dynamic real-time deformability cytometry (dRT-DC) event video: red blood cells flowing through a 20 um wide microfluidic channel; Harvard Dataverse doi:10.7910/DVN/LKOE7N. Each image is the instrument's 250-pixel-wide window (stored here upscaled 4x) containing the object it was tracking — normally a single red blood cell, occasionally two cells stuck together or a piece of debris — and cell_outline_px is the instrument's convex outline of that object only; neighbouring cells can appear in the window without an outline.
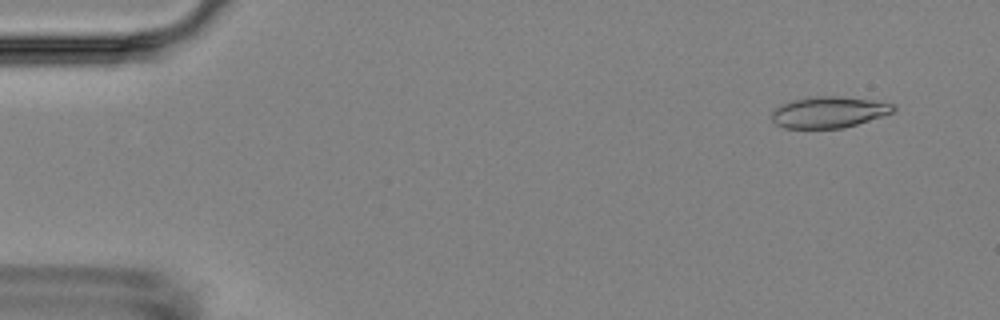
{"species": "Egyptian fruit bat (a non-hibernating species)", "species_latin": "Rousettus aegyptiacus", "temperature_condition": "room temperature", "stored_images_in_passage": 14, "camera_frame_rate_fps": 3000, "um_per_image_px": 0.085, "animal": {"sex": "female"}, "frame": {"image": 1, "passage_image": 1, "time_ms": 0.0, "image_size_px": [1000, 320], "cell_outline_px": [[896, 112], [844, 128], [784, 128], [776, 124], [768, 116], [780, 104], [792, 100], [808, 96], [840, 96], [872, 100], [896, 104]], "centroid_in_image_um": [70.45, 9.53], "position_along_channel_um": 14.5, "area_um2": 22.54}}
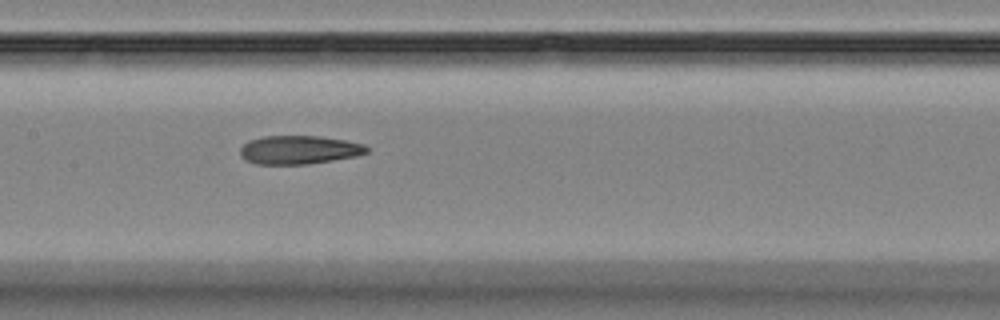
{"frame": {"image": 2, "passage_image": 7, "time_ms": 7.667, "image_size_px": [1000, 320], "cell_outline_px": [[368, 152], [356, 156], [308, 164], [256, 164], [240, 156], [240, 148], [248, 140], [264, 136], [320, 136], [344, 140], [364, 144], [368, 148]], "centroid_in_image_um": [25.41, 12.73], "position_along_channel_um": 182.0, "area_um2": 20.98}}
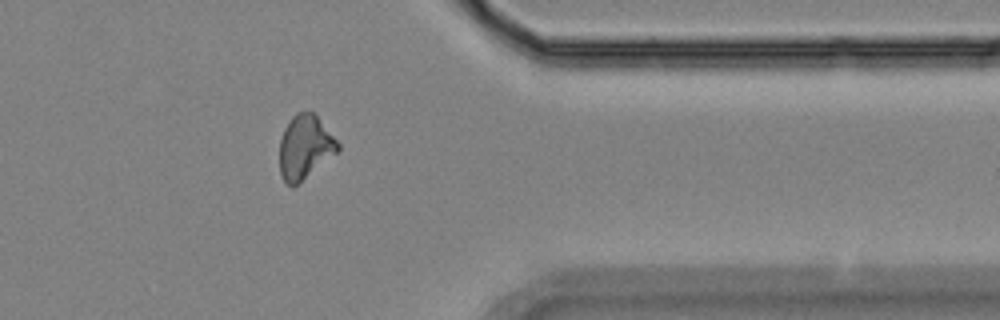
{"frame": {"image": 3, "passage_image": 12, "time_ms": 13.667, "image_size_px": [1000, 320], "cell_outline_px": [[340, 148], [336, 152], [292, 188], [284, 180], [280, 172], [280, 140], [284, 128], [288, 120], [296, 112], [316, 112], [340, 144]], "centroid_in_image_um": [25.91, 12.45], "position_along_channel_um": 385.5, "area_um2": 21.56}, "authors_computed_cell_mechanics": {"area_um2": 21.5594, "velocity_mm_per_s": 3.5954, "shape_relaxation_time_tau1_ms": null, "shape_relaxation_time_tau2_ms": 5.6197, "deformation_change_tau1": null, "deformation_change_tau2": 0.1383}}